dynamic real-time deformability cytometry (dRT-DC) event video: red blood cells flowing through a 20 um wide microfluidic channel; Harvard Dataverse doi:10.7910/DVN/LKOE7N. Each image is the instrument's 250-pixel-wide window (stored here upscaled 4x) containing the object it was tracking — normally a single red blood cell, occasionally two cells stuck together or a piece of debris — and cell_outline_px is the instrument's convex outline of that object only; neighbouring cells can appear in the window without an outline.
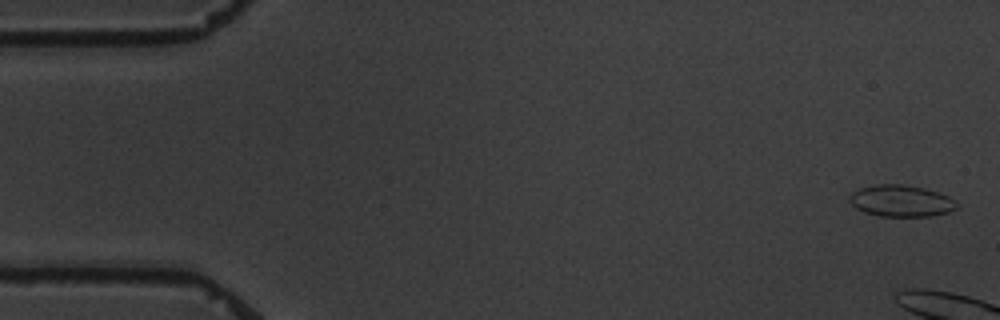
{"species": "common noctule bat (a hibernating species)", "species_latin": "Nyctalus noctula", "temperature_condition": "warm", "stored_images_in_passage": 6, "camera_frame_rate_fps": 3000, "um_per_image_px": 0.085, "animal": {"sex": "male", "body_mass_g": 19.5, "forearm_length_mm": 54.6}, "frame": {"image": 1, "passage_image": 1, "time_ms": 0.0, "image_size_px": [1000, 320], "cell_outline_px": [[960, 204], [956, 208], [948, 212], [932, 216], [880, 216], [864, 212], [856, 208], [848, 200], [848, 196], [852, 192], [860, 188], [876, 184], [904, 184], [924, 188], [948, 196], [956, 200]], "centroid_in_image_um": [76.59, 17.07], "position_along_channel_um": 8.4, "area_um2": 19.88}}